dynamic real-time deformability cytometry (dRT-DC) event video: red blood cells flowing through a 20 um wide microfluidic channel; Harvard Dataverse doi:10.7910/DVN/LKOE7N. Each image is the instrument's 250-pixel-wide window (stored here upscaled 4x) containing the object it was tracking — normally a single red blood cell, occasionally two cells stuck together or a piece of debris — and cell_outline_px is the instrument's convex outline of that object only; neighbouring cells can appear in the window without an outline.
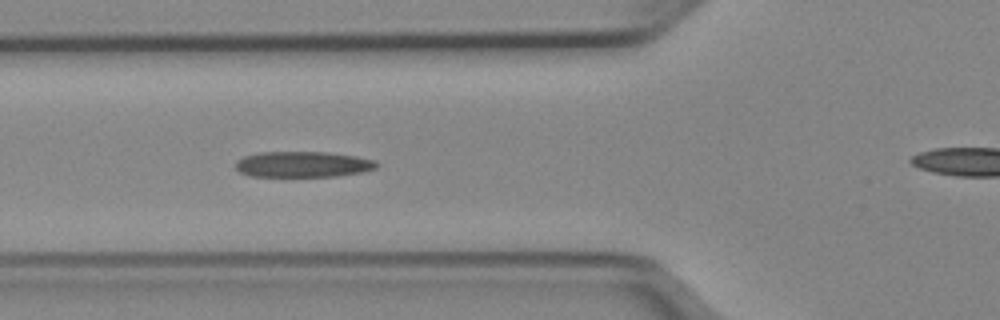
{"species": "Egyptian fruit bat (a non-hibernating species)", "species_latin": "Rousettus aegyptiacus", "temperature_condition": "cold", "stored_images_in_passage": 39, "camera_frame_rate_fps": 3000, "um_per_image_px": 0.085, "animal": {"sex": "female"}, "frame": {"image": 1, "passage_image": 6, "time_ms": 1.667, "image_size_px": [1000, 320], "cell_outline_px": [[376, 168], [364, 172], [336, 176], [248, 176], [240, 172], [236, 168], [236, 160], [244, 156], [260, 152], [328, 152], [356, 156], [376, 160]], "centroid_in_image_um": [25.74, 13.96], "position_along_channel_um": 100.1, "area_um2": 21.21}}
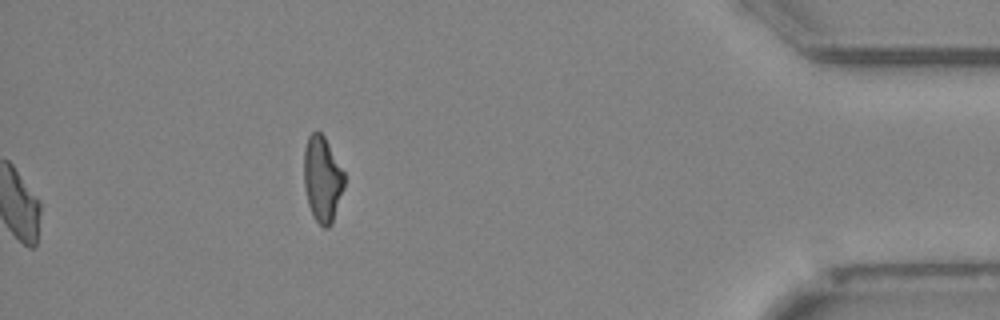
{"frame": {"image": 2, "passage_image": 39, "time_ms": 12.667, "image_size_px": [1000, 320], "cell_outline_px": [[344, 188], [332, 224], [328, 228], [324, 228], [312, 216], [308, 204], [304, 188], [304, 148], [308, 136], [312, 132], [320, 132], [324, 136], [344, 172]], "centroid_in_image_um": [27.39, 15.24], "position_along_channel_um": 407.8, "area_um2": 20.23}, "authors_computed_cell_mechanics": {"area_um2": 21.0392, "velocity_mm_per_s": 3.9628, "shape_relaxation_time_tau1_ms": 9.7114, "shape_relaxation_time_tau2_ms": 4.5834, "deformation_change_tau1": 0.2135, "deformation_change_tau2": 0.1459}}